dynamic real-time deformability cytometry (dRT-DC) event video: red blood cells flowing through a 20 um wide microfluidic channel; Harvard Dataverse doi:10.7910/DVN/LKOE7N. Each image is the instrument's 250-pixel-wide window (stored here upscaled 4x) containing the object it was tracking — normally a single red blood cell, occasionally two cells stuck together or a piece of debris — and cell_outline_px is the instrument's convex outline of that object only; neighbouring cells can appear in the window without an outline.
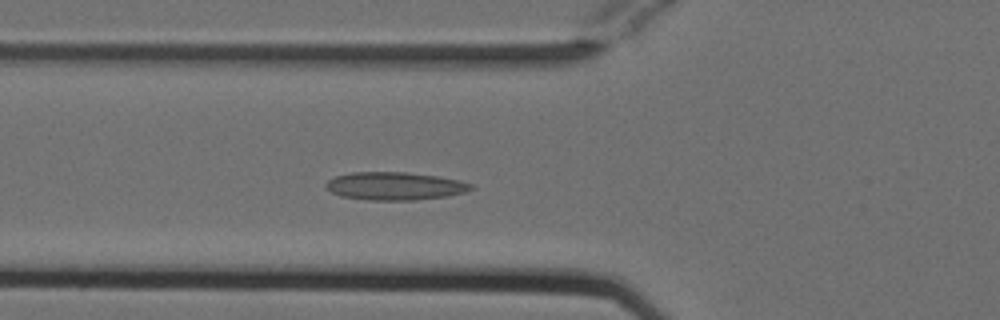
{"species": "Egyptian fruit bat (a non-hibernating species)", "species_latin": "Rousettus aegyptiacus", "temperature_condition": "cold", "stored_images_in_passage": 51, "camera_frame_rate_fps": 3000, "um_per_image_px": 0.085, "animal": {"sex": "female"}, "frame": {"image": 1, "passage_image": 17, "time_ms": 5.333, "image_size_px": [1000, 320], "cell_outline_px": [[472, 188], [464, 192], [444, 196], [412, 200], [368, 200], [340, 196], [324, 188], [324, 184], [328, 180], [336, 176], [352, 172], [408, 172], [440, 176], [460, 180], [472, 184]], "centroid_in_image_um": [33.52, 15.8], "position_along_channel_um": 92.3, "area_um2": 23.64}}
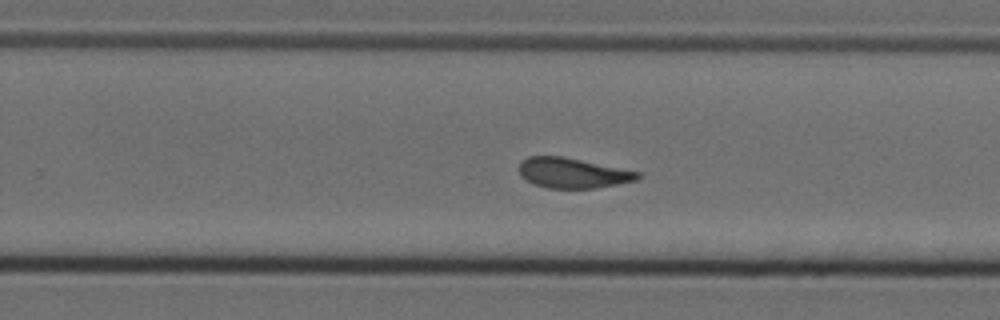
{"frame": {"image": 2, "passage_image": 32, "time_ms": 10.333, "image_size_px": [1000, 320], "cell_outline_px": [[640, 176], [636, 180], [596, 188], [548, 188], [532, 184], [520, 176], [520, 160], [528, 156], [564, 156], [640, 172]], "centroid_in_image_um": [48.63, 14.7], "position_along_channel_um": 281.2, "area_um2": 20.87}}
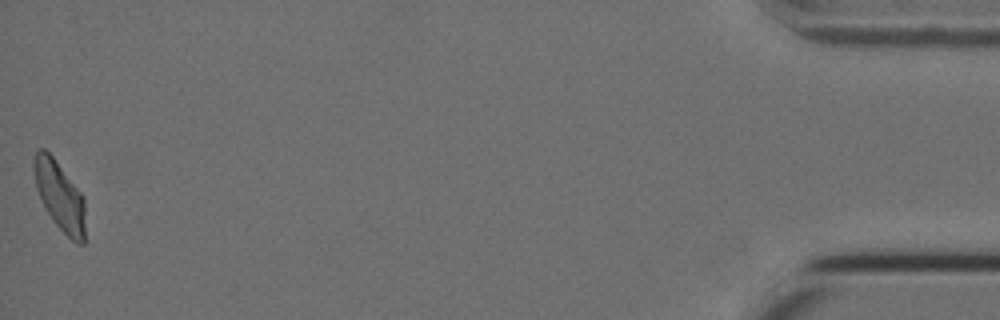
{"frame": {"image": 3, "passage_image": 51, "time_ms": 16.667, "image_size_px": [1000, 320], "cell_outline_px": [[84, 244], [76, 244], [52, 220], [44, 208], [36, 188], [32, 168], [32, 164], [36, 152], [40, 148], [44, 148], [52, 156], [84, 196]], "centroid_in_image_um": [5.05, 16.65], "position_along_channel_um": 430.2, "area_um2": 20.63}, "authors_computed_cell_mechanics": {"area_um2": 21.7906, "velocity_mm_per_s": 3.7866, "shape_relaxation_time_tau1_ms": 9.0861, "shape_relaxation_time_tau2_ms": 1.136, "deformation_change_tau1": 0.2176, "deformation_change_tau2": 0.0738}}